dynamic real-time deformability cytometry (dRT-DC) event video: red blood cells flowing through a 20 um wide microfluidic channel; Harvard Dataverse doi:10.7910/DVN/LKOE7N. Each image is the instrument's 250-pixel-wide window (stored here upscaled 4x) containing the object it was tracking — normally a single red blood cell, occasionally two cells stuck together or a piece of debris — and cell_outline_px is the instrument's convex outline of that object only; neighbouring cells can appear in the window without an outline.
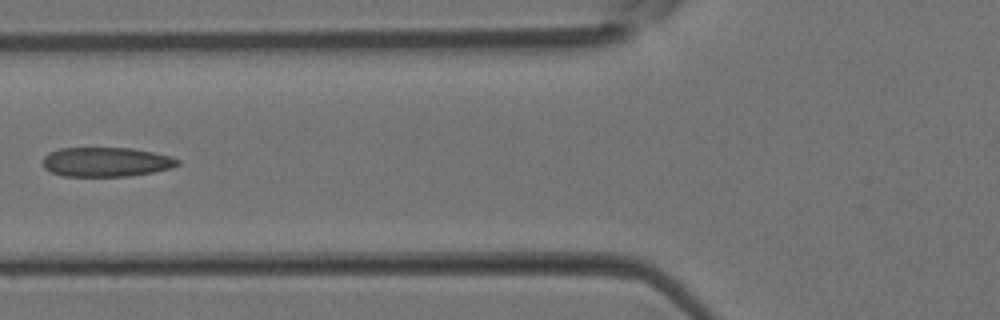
{"species": "Egyptian fruit bat (a non-hibernating species)", "species_latin": "Rousettus aegyptiacus", "temperature_condition": "room temperature", "stored_images_in_passage": 3, "camera_frame_rate_fps": 3000, "um_per_image_px": 0.085, "animal": {"sex": "female"}, "frame": {"image": 1, "passage_image": 3, "time_ms": 0.667, "image_size_px": [1000, 320], "cell_outline_px": [[180, 164], [172, 168], [152, 172], [128, 176], [60, 176], [44, 168], [44, 156], [48, 152], [60, 148], [132, 148], [172, 156], [180, 160]], "centroid_in_image_um": [9.03, 13.76], "position_along_channel_um": 116.8, "area_um2": 23.18}}